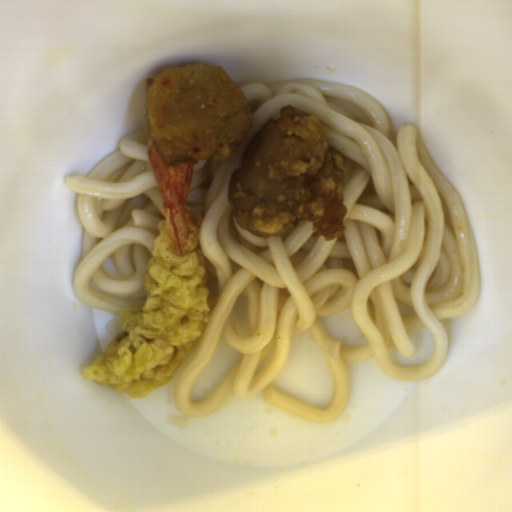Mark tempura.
Instances as JSON below:
<instances>
[{
  "label": "tempura",
  "instance_id": "8679c707",
  "mask_svg": "<svg viewBox=\"0 0 512 512\" xmlns=\"http://www.w3.org/2000/svg\"><path fill=\"white\" fill-rule=\"evenodd\" d=\"M147 155L164 200V220L146 264L144 300L121 307L120 331L82 371L88 382L111 385L114 394L137 400L168 384L188 360L219 294L216 270L202 248L203 218L187 204L194 164L171 163L153 145Z\"/></svg>",
  "mask_w": 512,
  "mask_h": 512
}]
</instances>
